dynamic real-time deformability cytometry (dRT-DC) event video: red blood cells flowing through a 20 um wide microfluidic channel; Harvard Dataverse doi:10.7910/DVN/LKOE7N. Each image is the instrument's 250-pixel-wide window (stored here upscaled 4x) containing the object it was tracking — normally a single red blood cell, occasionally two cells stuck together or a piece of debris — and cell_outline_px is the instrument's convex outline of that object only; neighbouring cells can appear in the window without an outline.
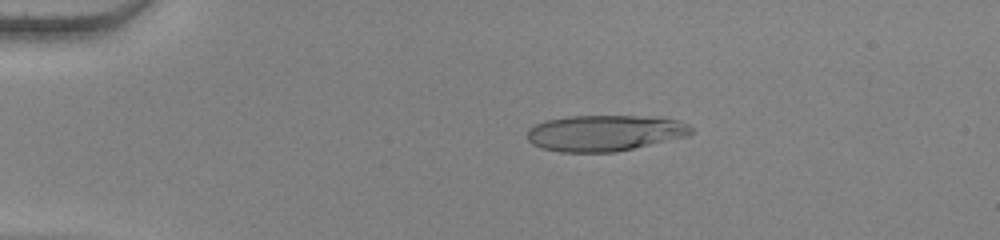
{"species": "human", "species_latin": "Homo sapiens", "temperature_condition": "warm", "stored_images_in_passage": 43, "camera_frame_rate_fps": 3000, "um_per_image_px": 0.085, "donor": {"sex": "female"}, "frame": {"image": 1, "passage_image": 1, "time_ms": 0.0, "image_size_px": [1000, 240], "cell_outline_px": [[692, 132], [688, 136], [616, 152], [560, 152], [540, 148], [532, 144], [528, 140], [528, 128], [544, 120], [568, 116], [660, 116], [680, 120], [688, 124], [692, 128]], "centroid_in_image_um": [51.42, 11.29], "position_along_channel_um": 33.6, "area_um2": 34.85}}
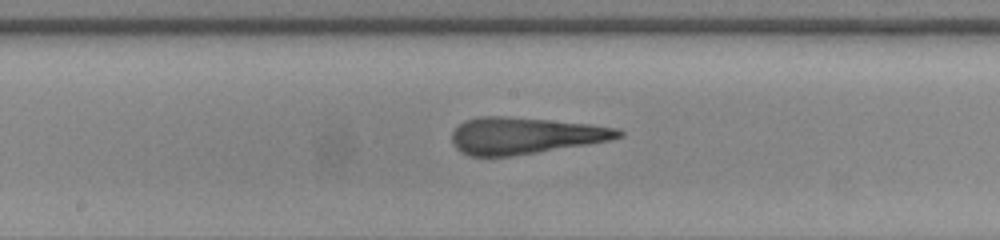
{"frame": {"image": 2, "passage_image": 19, "time_ms": 6.0, "image_size_px": [1000, 240], "cell_outline_px": [[624, 136], [612, 140], [588, 144], [512, 156], [468, 156], [460, 152], [452, 144], [452, 132], [464, 120], [480, 116], [508, 116], [588, 124], [616, 128], [624, 132]], "centroid_in_image_um": [44.59, 11.53], "position_along_channel_um": 203.6, "area_um2": 35.6}}
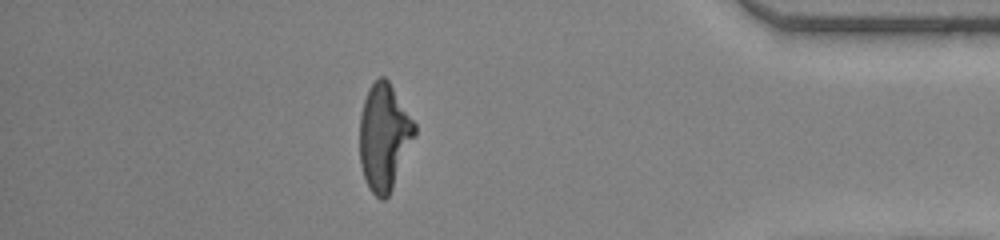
{"frame": {"image": 3, "passage_image": 37, "time_ms": 12.0, "image_size_px": [1000, 240], "cell_outline_px": [[416, 136], [392, 188], [388, 196], [384, 200], [380, 200], [368, 188], [360, 164], [360, 116], [364, 100], [368, 88], [380, 76], [384, 76], [388, 80], [416, 124]], "centroid_in_image_um": [32.65, 11.65], "position_along_channel_um": 402.5, "area_um2": 34.1}, "authors_computed_cell_mechanics": {"area_um2": 35.258, "velocity_mm_per_s": 3.8637, "shape_relaxation_time_tau1_ms": 5.8164, "shape_relaxation_time_tau2_ms": 1.223, "deformation_change_tau1": 0.2956, "deformation_change_tau2": 0.1386}}